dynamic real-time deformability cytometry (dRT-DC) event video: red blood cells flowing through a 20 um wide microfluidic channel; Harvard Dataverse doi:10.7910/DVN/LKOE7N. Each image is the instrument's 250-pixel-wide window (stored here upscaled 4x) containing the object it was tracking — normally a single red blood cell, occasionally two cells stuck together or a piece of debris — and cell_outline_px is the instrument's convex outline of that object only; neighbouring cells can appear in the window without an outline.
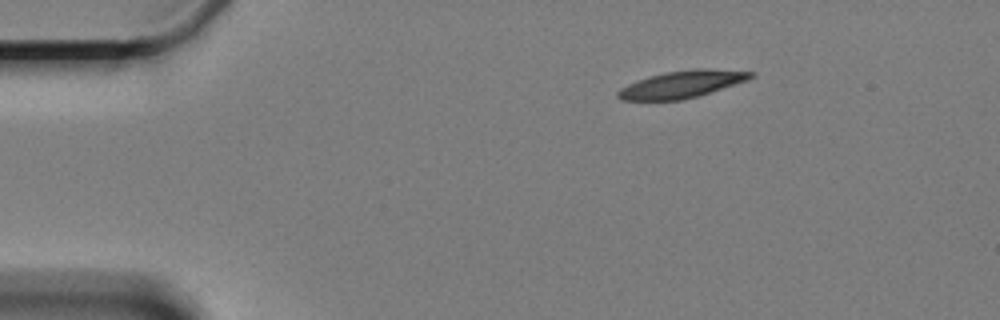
{"species": "Egyptian fruit bat (a non-hibernating species)", "species_latin": "Rousettus aegyptiacus", "temperature_condition": "cold", "stored_images_in_passage": 52, "camera_frame_rate_fps": 3000, "um_per_image_px": 0.085, "animal": {"sex": "female"}, "frame": {"image": 1, "passage_image": 1, "time_ms": 0.0, "image_size_px": [1000, 320], "cell_outline_px": [[756, 76], [748, 80], [696, 96], [680, 100], [620, 100], [616, 96], [616, 92], [620, 88], [628, 84], [648, 76], [664, 72], [692, 68], [708, 68], [756, 72]], "centroid_in_image_um": [57.96, 7.14], "position_along_channel_um": 27.0, "area_um2": 21.1}}
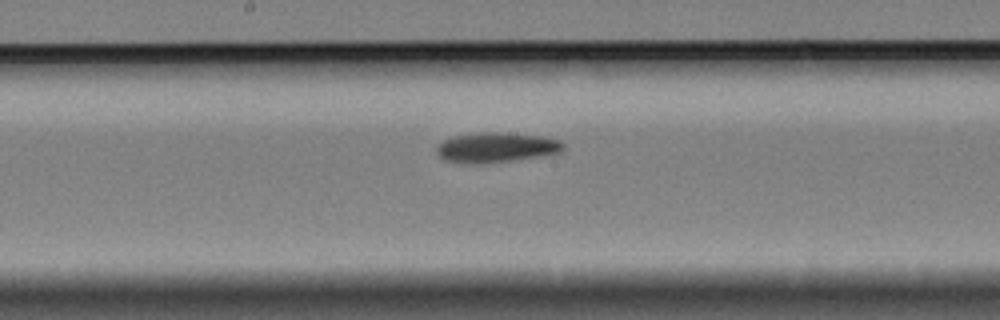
{"frame": {"image": 2, "passage_image": 23, "time_ms": 7.333, "image_size_px": [1000, 320], "cell_outline_px": [[564, 148], [560, 152], [540, 156], [476, 164], [444, 160], [436, 152], [436, 148], [444, 140], [452, 136], [480, 132], [500, 132], [540, 136], [560, 140], [564, 144]], "centroid_in_image_um": [42.17, 12.52], "position_along_channel_um": 206.0, "area_um2": 21.79}}
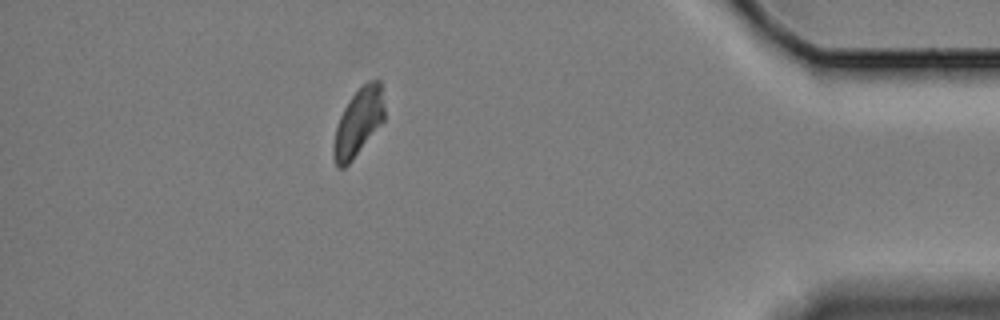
{"frame": {"image": 3, "passage_image": 45, "time_ms": 14.667, "image_size_px": [1000, 320], "cell_outline_px": [[384, 120], [352, 160], [344, 168], [336, 168], [332, 152], [332, 148], [336, 128], [340, 116], [344, 108], [352, 96], [368, 80], [380, 80], [384, 104]], "centroid_in_image_um": [30.44, 10.41], "position_along_channel_um": 404.8, "area_um2": 19.77}, "authors_computed_cell_mechanics": {"area_um2": 21.2704, "velocity_mm_per_s": 3.2931, "shape_relaxation_time_tau1_ms": 6.9891, "shape_relaxation_time_tau2_ms": null, "deformation_change_tau1": 0.1482, "deformation_change_tau2": null}}